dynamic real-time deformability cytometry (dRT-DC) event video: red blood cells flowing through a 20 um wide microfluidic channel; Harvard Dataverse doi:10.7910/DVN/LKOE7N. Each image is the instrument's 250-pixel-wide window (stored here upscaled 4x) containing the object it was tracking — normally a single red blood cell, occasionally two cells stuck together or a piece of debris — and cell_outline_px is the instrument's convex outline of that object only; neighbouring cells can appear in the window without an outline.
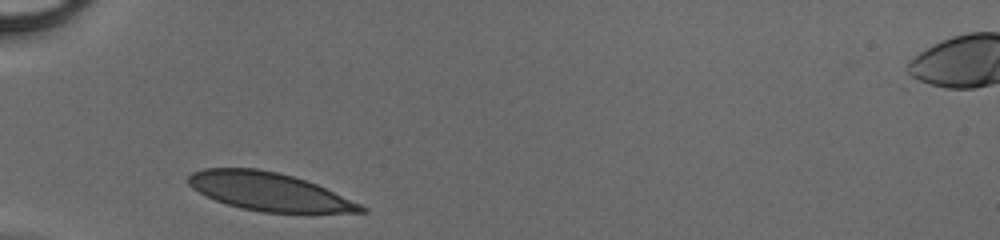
{"species": "human", "species_latin": "Homo sapiens", "temperature_condition": "cold", "stored_images_in_passage": 25, "camera_frame_rate_fps": 3000, "um_per_image_px": 0.085, "donor": {"sex": "male"}, "frame": {"image": 1, "passage_image": 1, "time_ms": 0.0, "image_size_px": [1000, 240], "cell_outline_px": [[368, 212], [264, 212], [240, 208], [216, 200], [192, 188], [188, 184], [188, 176], [192, 172], [204, 168], [256, 168], [276, 172], [292, 176], [316, 184], [360, 204], [368, 208]], "centroid_in_image_um": [22.83, 16.28], "position_along_channel_um": 62.2, "area_um2": 37.74}}
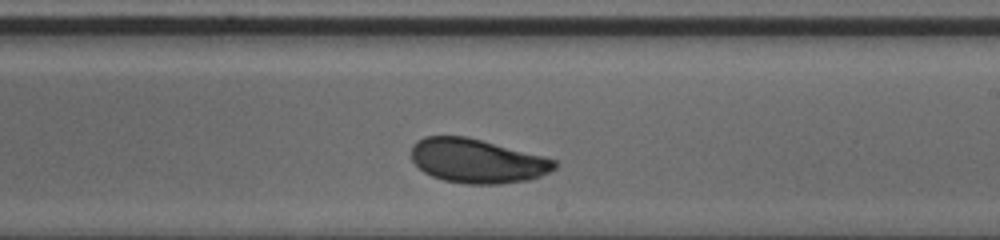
{"frame": {"image": 2, "passage_image": 15, "time_ms": 4.667, "image_size_px": [1000, 240], "cell_outline_px": [[556, 168], [540, 176], [528, 180], [500, 184], [468, 184], [444, 180], [432, 176], [424, 172], [412, 160], [412, 144], [416, 140], [424, 136], [468, 136], [556, 160]], "centroid_in_image_um": [40.53, 13.67], "position_along_channel_um": 248.5, "area_um2": 36.7}}
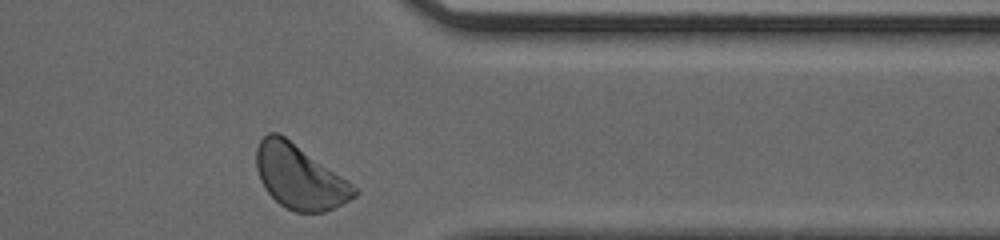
{"frame": {"image": 3, "passage_image": 25, "time_ms": 8.0, "image_size_px": [1000, 240], "cell_outline_px": [[360, 192], [356, 196], [324, 212], [296, 212], [280, 204], [264, 188], [260, 180], [256, 168], [256, 148], [260, 140], [268, 132], [276, 132], [284, 136], [348, 180]], "centroid_in_image_um": [25.44, 15.03], "position_along_channel_um": 386.0, "area_um2": 36.13}}